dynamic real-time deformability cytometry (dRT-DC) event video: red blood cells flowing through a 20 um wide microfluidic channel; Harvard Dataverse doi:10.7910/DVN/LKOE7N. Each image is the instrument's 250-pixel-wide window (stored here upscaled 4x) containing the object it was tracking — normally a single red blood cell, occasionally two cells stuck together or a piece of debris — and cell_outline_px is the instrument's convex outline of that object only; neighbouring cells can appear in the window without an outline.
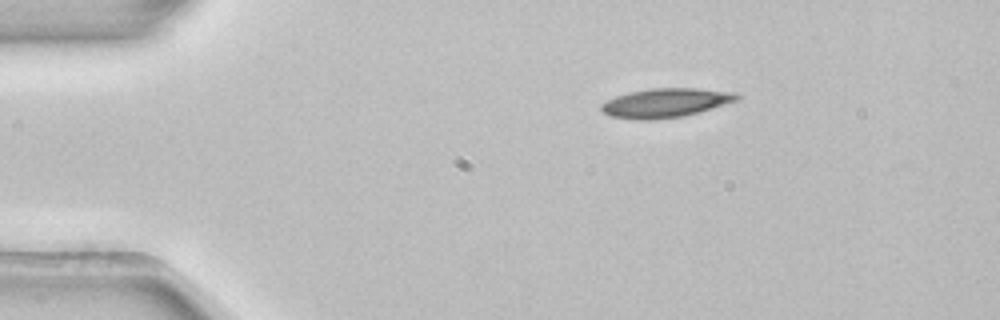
{"species": "common noctule bat (a hibernating species)", "species_latin": "Nyctalus noctula", "temperature_condition": "room temperature", "stored_images_in_passage": 3, "camera_frame_rate_fps": 3000, "um_per_image_px": 0.085, "animal": {"sex": "female", "body_mass_g": 22.7, "forearm_length_mm": 54.2}, "frame": {"image": 1, "passage_image": 1, "time_ms": 0.0, "image_size_px": [1000, 320], "cell_outline_px": [[740, 100], [684, 116], [648, 120], [636, 120], [608, 116], [600, 108], [600, 104], [616, 96], [628, 92], [652, 88], [696, 88], [736, 92], [740, 96]], "centroid_in_image_um": [56.58, 8.74], "position_along_channel_um": 28.4, "area_um2": 23.12}}
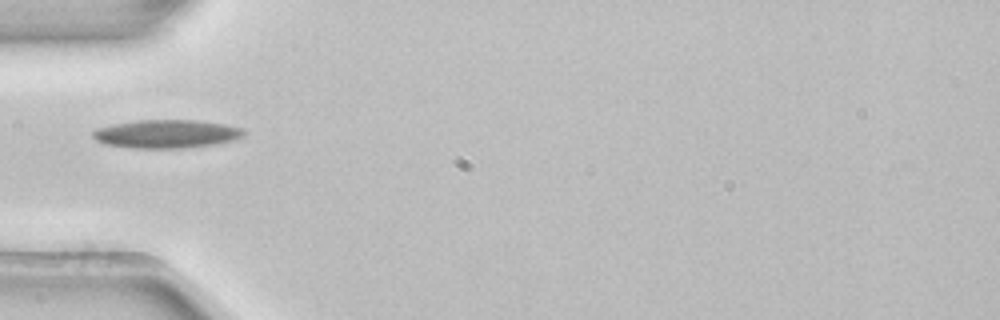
{"frame": {"image": 2, "passage_image": 3, "time_ms": 0.667, "image_size_px": [1000, 320], "cell_outline_px": [[244, 136], [232, 140], [216, 144], [184, 148], [136, 148], [104, 144], [96, 140], [92, 136], [92, 132], [96, 128], [116, 124], [140, 120], [196, 120], [224, 124], [244, 128]], "centroid_in_image_um": [14.17, 11.38], "position_along_channel_um": 70.8, "area_um2": 24.85}}